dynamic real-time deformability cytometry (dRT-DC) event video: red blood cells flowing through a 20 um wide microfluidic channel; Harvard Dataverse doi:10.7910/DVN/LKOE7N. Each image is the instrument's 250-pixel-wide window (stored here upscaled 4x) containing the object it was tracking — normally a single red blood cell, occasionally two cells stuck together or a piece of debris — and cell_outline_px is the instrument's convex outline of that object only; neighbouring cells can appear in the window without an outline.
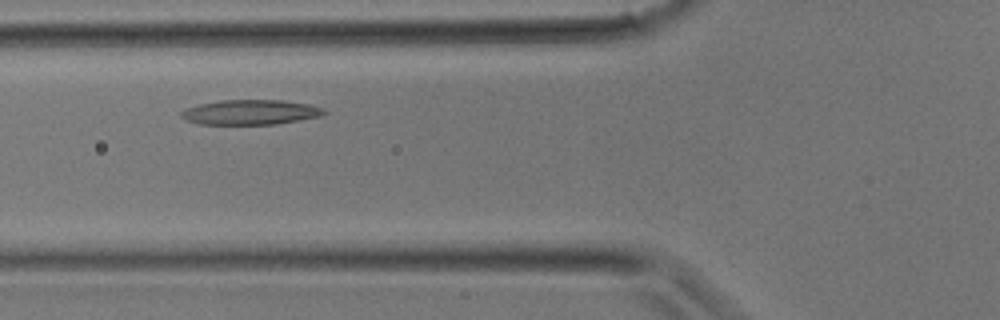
{"species": "common noctule bat (a hibernating species)", "species_latin": "Nyctalus noctula", "temperature_condition": "room temperature", "stored_images_in_passage": 10, "camera_frame_rate_fps": 3000, "um_per_image_px": 0.085, "animal": {"sex": "male", "body_mass_g": 17.9}, "frame": {"image": 1, "passage_image": 6, "time_ms": 1.667, "image_size_px": [1000, 320], "cell_outline_px": [[328, 112], [320, 116], [276, 124], [200, 124], [188, 120], [180, 116], [180, 112], [184, 108], [200, 104], [220, 100], [284, 100], [308, 104], [324, 108]], "centroid_in_image_um": [21.29, 9.53], "position_along_channel_um": 104.5, "area_um2": 20.69}}
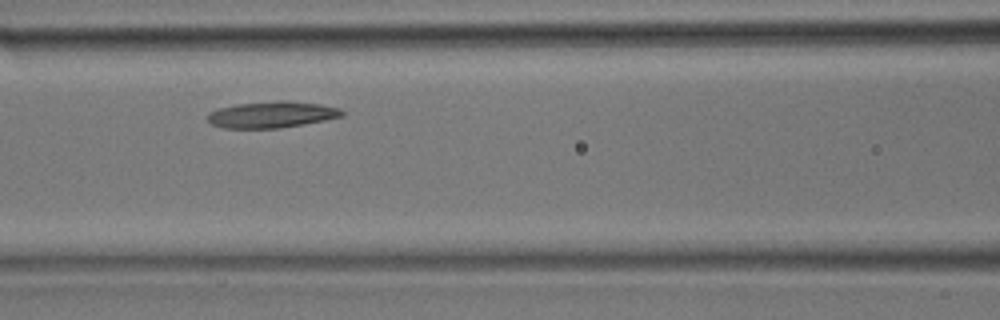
{"frame": {"image": 2, "passage_image": 8, "time_ms": 2.333, "image_size_px": [1000, 320], "cell_outline_px": [[344, 116], [304, 124], [280, 128], [224, 128], [212, 124], [208, 120], [208, 112], [220, 108], [236, 104], [280, 100], [284, 100], [320, 104], [340, 108], [344, 112]], "centroid_in_image_um": [23.12, 9.74], "position_along_channel_um": 143.5, "area_um2": 20.63}}